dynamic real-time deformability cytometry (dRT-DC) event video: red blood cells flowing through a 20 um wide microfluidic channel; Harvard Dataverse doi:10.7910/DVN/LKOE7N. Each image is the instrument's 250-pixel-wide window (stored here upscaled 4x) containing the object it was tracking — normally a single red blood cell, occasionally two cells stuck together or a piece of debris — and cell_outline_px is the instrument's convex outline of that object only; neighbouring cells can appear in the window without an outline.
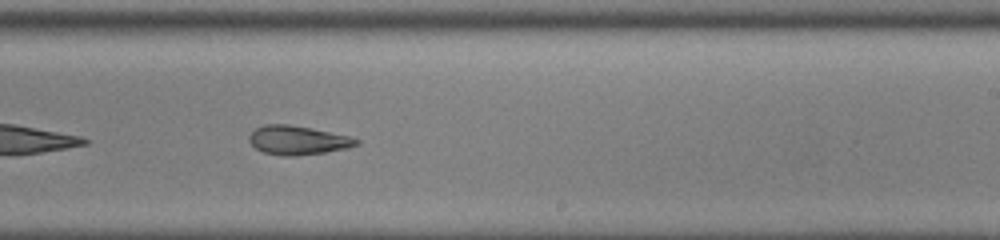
{"species": "common noctule bat (a hibernating species)", "species_latin": "Nyctalus noctula", "temperature_condition": "cold", "stored_images_in_passage": 35, "camera_frame_rate_fps": 3000, "um_per_image_px": 0.085, "animal": {"sex": "male", "body_mass_g": 13.0, "forearm_length_mm": 53.1}, "frame": {"image": 1, "passage_image": 16, "time_ms": 5.0, "image_size_px": [1000, 240], "cell_outline_px": [[360, 144], [348, 148], [324, 152], [296, 156], [284, 156], [264, 152], [256, 148], [248, 140], [248, 136], [256, 128], [264, 124], [288, 124], [312, 128], [348, 136], [360, 140]], "centroid_in_image_um": [25.31, 11.91], "position_along_channel_um": 263.7, "area_um2": 18.03}}
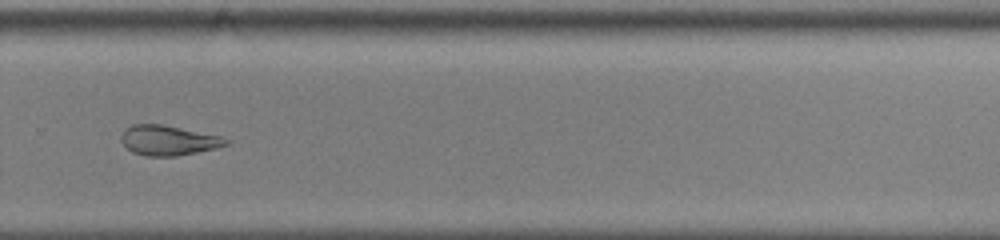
{"frame": {"image": 2, "passage_image": 20, "time_ms": 6.333, "image_size_px": [1000, 240], "cell_outline_px": [[228, 144], [216, 148], [176, 156], [148, 156], [132, 152], [120, 140], [120, 136], [132, 124], [160, 124], [220, 136], [228, 140]], "centroid_in_image_um": [14.29, 11.94], "position_along_channel_um": 315.5, "area_um2": 17.92}}
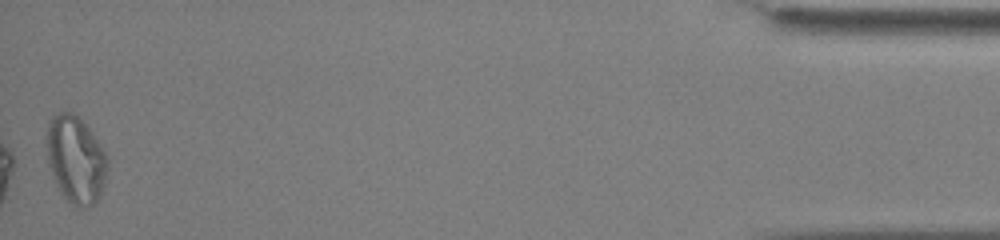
{"frame": {"image": 3, "passage_image": 35, "time_ms": 11.333, "image_size_px": [1000, 240], "cell_outline_px": [[108, 168], [104, 184], [100, 196], [92, 204], [84, 208], [72, 208], [60, 192], [52, 176], [48, 164], [44, 136], [48, 120], [52, 116], [60, 112], [72, 112], [88, 128], [104, 148], [108, 156]], "centroid_in_image_um": [6.41, 13.57], "position_along_channel_um": 428.8, "area_um2": 31.67}, "authors_computed_cell_mechanics": {"area_um2": 18.5538, "velocity_mm_per_s": 3.8999, "shape_relaxation_time_tau1_ms": null, "shape_relaxation_time_tau2_ms": 8.1893, "deformation_change_tau1": null, "deformation_change_tau2": 0.1668}}